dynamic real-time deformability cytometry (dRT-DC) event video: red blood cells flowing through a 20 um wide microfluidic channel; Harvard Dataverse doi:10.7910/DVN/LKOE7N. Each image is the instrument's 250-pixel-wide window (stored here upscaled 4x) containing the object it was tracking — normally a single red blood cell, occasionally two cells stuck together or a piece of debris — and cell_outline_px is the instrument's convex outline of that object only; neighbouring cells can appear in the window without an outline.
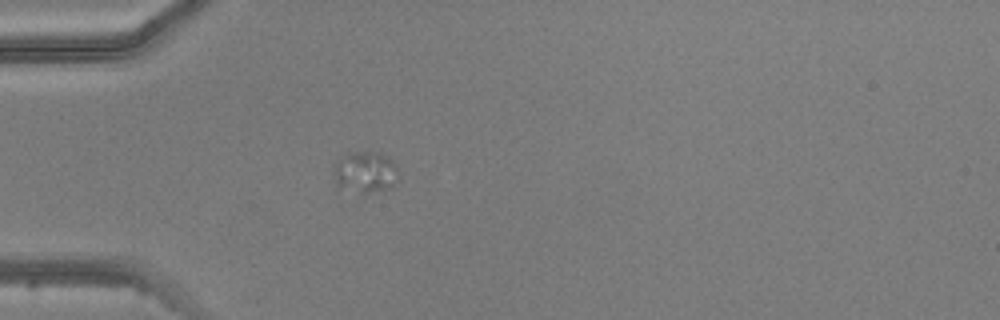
{"species": "common noctule bat (a hibernating species)", "species_latin": "Nyctalus noctula", "temperature_condition": "warm", "stored_images_in_passage": 5, "camera_frame_rate_fps": 3000, "um_per_image_px": 0.085, "animal": {"sex": "male", "body_mass_g": 20.5, "forearm_length_mm": 52.5}, "frame": {"image": 1, "passage_image": 5, "time_ms": 5.0, "image_size_px": [1000, 320], "cell_outline_px": [[396, 180], [388, 188], [368, 192], [364, 192], [336, 184], [332, 168], [336, 160], [340, 156], [348, 152], [380, 152], [388, 156], [392, 160], [396, 168]], "centroid_in_image_um": [31.0, 14.55], "position_along_channel_um": 54.0, "area_um2": 15.2}}